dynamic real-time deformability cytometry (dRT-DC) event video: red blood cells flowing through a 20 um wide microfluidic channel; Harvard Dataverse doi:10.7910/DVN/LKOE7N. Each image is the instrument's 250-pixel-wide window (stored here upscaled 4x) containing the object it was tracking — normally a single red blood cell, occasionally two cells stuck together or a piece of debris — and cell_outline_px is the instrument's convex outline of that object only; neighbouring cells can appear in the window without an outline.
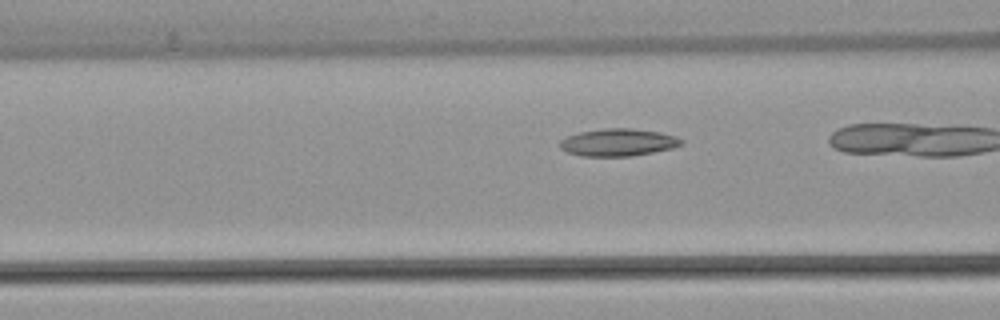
{"species": "common noctule bat (a hibernating species)", "species_latin": "Nyctalus noctula", "temperature_condition": "warm", "stored_images_in_passage": 36, "camera_frame_rate_fps": 3000, "um_per_image_px": 0.085, "animal": {"sex": "female", "body_mass_g": 22.7, "forearm_length_mm": 54.2}, "frame": {"image": 1, "passage_image": 16, "time_ms": 5.0, "image_size_px": [1000, 320], "cell_outline_px": [[684, 144], [672, 148], [632, 156], [580, 156], [568, 152], [560, 148], [560, 140], [564, 136], [580, 132], [604, 128], [632, 128], [660, 132], [676, 136], [684, 140]], "centroid_in_image_um": [52.54, 12.09], "position_along_channel_um": 114.1, "area_um2": 19.54}}